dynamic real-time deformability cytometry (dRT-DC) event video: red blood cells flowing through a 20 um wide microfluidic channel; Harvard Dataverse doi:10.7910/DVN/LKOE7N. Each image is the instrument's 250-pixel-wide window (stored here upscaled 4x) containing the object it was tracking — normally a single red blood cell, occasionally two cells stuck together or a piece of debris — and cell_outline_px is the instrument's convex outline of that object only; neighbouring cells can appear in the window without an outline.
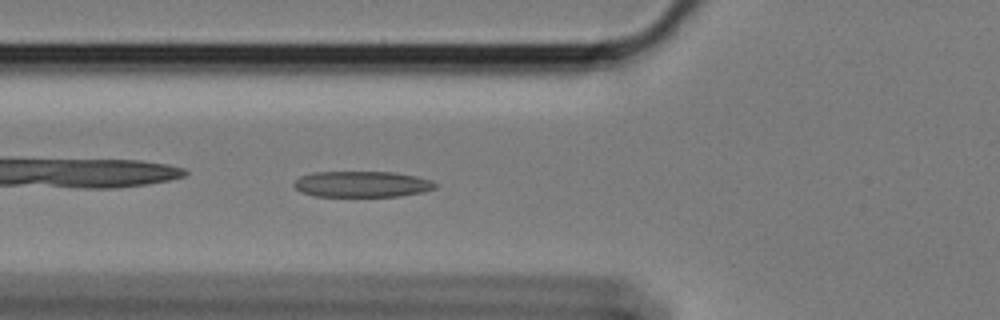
{"species": "Egyptian fruit bat (a non-hibernating species)", "species_latin": "Rousettus aegyptiacus", "temperature_condition": "cold", "stored_images_in_passage": 42, "camera_frame_rate_fps": 3000, "um_per_image_px": 0.085, "animal": {"sex": "female"}, "frame": {"image": 1, "passage_image": 4, "time_ms": 1.0, "image_size_px": [1000, 320], "cell_outline_px": [[440, 184], [436, 188], [424, 192], [400, 196], [312, 196], [300, 192], [292, 184], [300, 176], [316, 172], [392, 172], [416, 176], [432, 180]], "centroid_in_image_um": [30.8, 15.66], "position_along_channel_um": 95.0, "area_um2": 21.56}}
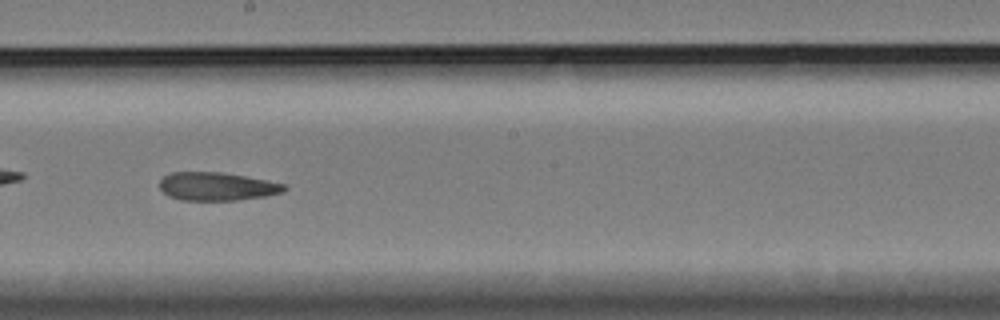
{"frame": {"image": 2, "passage_image": 16, "time_ms": 5.0, "image_size_px": [1000, 320], "cell_outline_px": [[288, 188], [284, 192], [264, 196], [236, 200], [180, 200], [168, 196], [160, 188], [160, 180], [164, 176], [172, 172], [220, 172], [244, 176], [288, 184]], "centroid_in_image_um": [18.46, 15.85], "position_along_channel_um": 229.7, "area_um2": 20.52}}
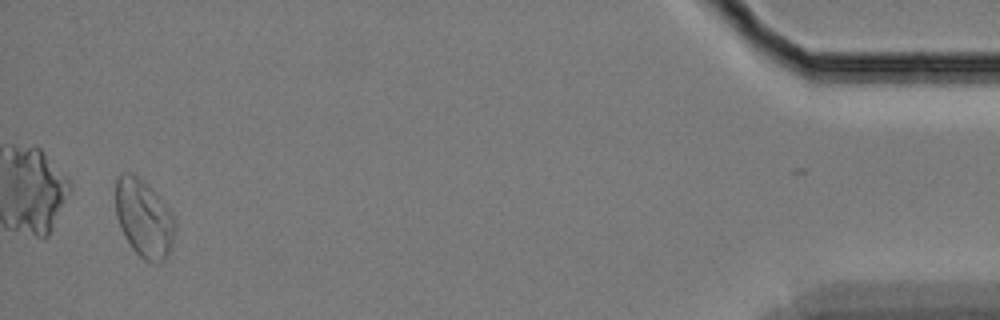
{"frame": {"image": 3, "passage_image": 40, "time_ms": 13.0, "image_size_px": [1000, 320], "cell_outline_px": [[176, 232], [172, 248], [168, 256], [160, 264], [152, 264], [144, 260], [132, 248], [124, 236], [120, 228], [116, 216], [116, 180], [120, 176], [128, 172], [132, 172], [140, 176], [156, 192], [172, 212], [176, 220]], "centroid_in_image_um": [12.28, 18.59], "position_along_channel_um": 422.9, "area_um2": 27.69}, "authors_computed_cell_mechanics": {"area_um2": 21.4438, "velocity_mm_per_s": 3.3536, "shape_relaxation_time_tau1_ms": null, "shape_relaxation_time_tau2_ms": 8.1592, "deformation_change_tau1": null, "deformation_change_tau2": 0.162}}